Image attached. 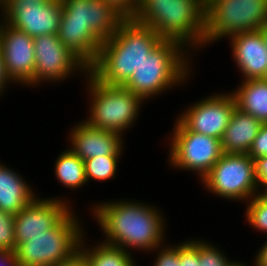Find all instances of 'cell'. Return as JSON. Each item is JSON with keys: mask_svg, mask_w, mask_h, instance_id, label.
Wrapping results in <instances>:
<instances>
[{"mask_svg": "<svg viewBox=\"0 0 267 266\" xmlns=\"http://www.w3.org/2000/svg\"><path fill=\"white\" fill-rule=\"evenodd\" d=\"M118 198L95 202L88 209L102 232V242L133 254H150L168 241L167 217L148 201ZM148 202V203H147ZM167 239V240H166Z\"/></svg>", "mask_w": 267, "mask_h": 266, "instance_id": "obj_1", "label": "cell"}, {"mask_svg": "<svg viewBox=\"0 0 267 266\" xmlns=\"http://www.w3.org/2000/svg\"><path fill=\"white\" fill-rule=\"evenodd\" d=\"M58 39L88 69L96 61L103 41L111 38L127 18L104 0H61Z\"/></svg>", "mask_w": 267, "mask_h": 266, "instance_id": "obj_2", "label": "cell"}, {"mask_svg": "<svg viewBox=\"0 0 267 266\" xmlns=\"http://www.w3.org/2000/svg\"><path fill=\"white\" fill-rule=\"evenodd\" d=\"M162 40L152 27L127 17L116 33L102 42L88 71L102 83L123 86Z\"/></svg>", "mask_w": 267, "mask_h": 266, "instance_id": "obj_3", "label": "cell"}, {"mask_svg": "<svg viewBox=\"0 0 267 266\" xmlns=\"http://www.w3.org/2000/svg\"><path fill=\"white\" fill-rule=\"evenodd\" d=\"M132 18L194 54L203 49L205 0H140ZM199 50V51H198Z\"/></svg>", "mask_w": 267, "mask_h": 266, "instance_id": "obj_4", "label": "cell"}, {"mask_svg": "<svg viewBox=\"0 0 267 266\" xmlns=\"http://www.w3.org/2000/svg\"><path fill=\"white\" fill-rule=\"evenodd\" d=\"M193 58L179 42L163 39L123 86L149 103L150 99L191 81L195 73Z\"/></svg>", "mask_w": 267, "mask_h": 266, "instance_id": "obj_5", "label": "cell"}, {"mask_svg": "<svg viewBox=\"0 0 267 266\" xmlns=\"http://www.w3.org/2000/svg\"><path fill=\"white\" fill-rule=\"evenodd\" d=\"M82 82L86 84L83 91L87 93L89 103L86 119L83 120L93 128L111 131L125 138L127 130L136 126L138 118H141V107L146 106L143 105L146 102L124 86L98 81L89 71Z\"/></svg>", "mask_w": 267, "mask_h": 266, "instance_id": "obj_6", "label": "cell"}, {"mask_svg": "<svg viewBox=\"0 0 267 266\" xmlns=\"http://www.w3.org/2000/svg\"><path fill=\"white\" fill-rule=\"evenodd\" d=\"M74 207L46 233L30 236L16 247L20 266H53L69 259L79 250L82 236L88 229Z\"/></svg>", "mask_w": 267, "mask_h": 266, "instance_id": "obj_7", "label": "cell"}, {"mask_svg": "<svg viewBox=\"0 0 267 266\" xmlns=\"http://www.w3.org/2000/svg\"><path fill=\"white\" fill-rule=\"evenodd\" d=\"M267 26V0H205L203 48Z\"/></svg>", "mask_w": 267, "mask_h": 266, "instance_id": "obj_8", "label": "cell"}, {"mask_svg": "<svg viewBox=\"0 0 267 266\" xmlns=\"http://www.w3.org/2000/svg\"><path fill=\"white\" fill-rule=\"evenodd\" d=\"M174 120L165 139L168 169L196 173L201 181L223 154L220 139L190 131L177 117Z\"/></svg>", "mask_w": 267, "mask_h": 266, "instance_id": "obj_9", "label": "cell"}, {"mask_svg": "<svg viewBox=\"0 0 267 266\" xmlns=\"http://www.w3.org/2000/svg\"><path fill=\"white\" fill-rule=\"evenodd\" d=\"M213 197L247 203L257 193L255 163L248 154L223 153L199 182Z\"/></svg>", "mask_w": 267, "mask_h": 266, "instance_id": "obj_10", "label": "cell"}, {"mask_svg": "<svg viewBox=\"0 0 267 266\" xmlns=\"http://www.w3.org/2000/svg\"><path fill=\"white\" fill-rule=\"evenodd\" d=\"M34 50L33 78L24 86L26 88H38L45 82L58 85L71 80L69 79L71 77L82 76L84 79L83 76L85 77L88 73V68L65 48L57 34L34 37Z\"/></svg>", "mask_w": 267, "mask_h": 266, "instance_id": "obj_11", "label": "cell"}, {"mask_svg": "<svg viewBox=\"0 0 267 266\" xmlns=\"http://www.w3.org/2000/svg\"><path fill=\"white\" fill-rule=\"evenodd\" d=\"M62 16L61 0H7L0 19L30 37L57 34Z\"/></svg>", "mask_w": 267, "mask_h": 266, "instance_id": "obj_12", "label": "cell"}, {"mask_svg": "<svg viewBox=\"0 0 267 266\" xmlns=\"http://www.w3.org/2000/svg\"><path fill=\"white\" fill-rule=\"evenodd\" d=\"M212 94L193 100L176 117L190 131L221 139L236 109V102L230 91Z\"/></svg>", "mask_w": 267, "mask_h": 266, "instance_id": "obj_13", "label": "cell"}, {"mask_svg": "<svg viewBox=\"0 0 267 266\" xmlns=\"http://www.w3.org/2000/svg\"><path fill=\"white\" fill-rule=\"evenodd\" d=\"M37 196L31 203L14 215L15 246L51 230L74 206V201L63 195ZM69 198V199H68Z\"/></svg>", "mask_w": 267, "mask_h": 266, "instance_id": "obj_14", "label": "cell"}, {"mask_svg": "<svg viewBox=\"0 0 267 266\" xmlns=\"http://www.w3.org/2000/svg\"><path fill=\"white\" fill-rule=\"evenodd\" d=\"M0 48L4 69L10 81L23 87L33 78L35 68L34 38L0 19Z\"/></svg>", "mask_w": 267, "mask_h": 266, "instance_id": "obj_15", "label": "cell"}, {"mask_svg": "<svg viewBox=\"0 0 267 266\" xmlns=\"http://www.w3.org/2000/svg\"><path fill=\"white\" fill-rule=\"evenodd\" d=\"M67 146L81 160L105 155H124L126 141L121 135L93 128L84 120L72 125Z\"/></svg>", "mask_w": 267, "mask_h": 266, "instance_id": "obj_16", "label": "cell"}, {"mask_svg": "<svg viewBox=\"0 0 267 266\" xmlns=\"http://www.w3.org/2000/svg\"><path fill=\"white\" fill-rule=\"evenodd\" d=\"M232 60L241 80L267 78V50L263 41V28L258 31L234 34L227 39Z\"/></svg>", "mask_w": 267, "mask_h": 266, "instance_id": "obj_17", "label": "cell"}, {"mask_svg": "<svg viewBox=\"0 0 267 266\" xmlns=\"http://www.w3.org/2000/svg\"><path fill=\"white\" fill-rule=\"evenodd\" d=\"M6 165L0 161V210L16 215L40 194L20 171Z\"/></svg>", "mask_w": 267, "mask_h": 266, "instance_id": "obj_18", "label": "cell"}, {"mask_svg": "<svg viewBox=\"0 0 267 266\" xmlns=\"http://www.w3.org/2000/svg\"><path fill=\"white\" fill-rule=\"evenodd\" d=\"M261 125L254 116L236 108L220 139L223 153L247 154Z\"/></svg>", "mask_w": 267, "mask_h": 266, "instance_id": "obj_19", "label": "cell"}, {"mask_svg": "<svg viewBox=\"0 0 267 266\" xmlns=\"http://www.w3.org/2000/svg\"><path fill=\"white\" fill-rule=\"evenodd\" d=\"M230 92L236 108L267 124V78L242 80Z\"/></svg>", "mask_w": 267, "mask_h": 266, "instance_id": "obj_20", "label": "cell"}, {"mask_svg": "<svg viewBox=\"0 0 267 266\" xmlns=\"http://www.w3.org/2000/svg\"><path fill=\"white\" fill-rule=\"evenodd\" d=\"M87 233L85 232L81 238L79 250L90 266H132L136 262L134 254L132 255L122 248L103 243L101 239L93 244L88 240L89 235ZM89 242L91 244H88Z\"/></svg>", "mask_w": 267, "mask_h": 266, "instance_id": "obj_21", "label": "cell"}, {"mask_svg": "<svg viewBox=\"0 0 267 266\" xmlns=\"http://www.w3.org/2000/svg\"><path fill=\"white\" fill-rule=\"evenodd\" d=\"M63 151V152H62ZM55 159L54 175L58 184L68 191L82 189L88 182L85 175L84 161L74 154L68 147L62 150Z\"/></svg>", "mask_w": 267, "mask_h": 266, "instance_id": "obj_22", "label": "cell"}, {"mask_svg": "<svg viewBox=\"0 0 267 266\" xmlns=\"http://www.w3.org/2000/svg\"><path fill=\"white\" fill-rule=\"evenodd\" d=\"M122 157V155H105L85 160V175L88 184L93 180L99 183L116 180L117 173L119 172L118 164L121 162Z\"/></svg>", "mask_w": 267, "mask_h": 266, "instance_id": "obj_23", "label": "cell"}, {"mask_svg": "<svg viewBox=\"0 0 267 266\" xmlns=\"http://www.w3.org/2000/svg\"><path fill=\"white\" fill-rule=\"evenodd\" d=\"M245 222L253 228V231H259L260 234H267V192L257 193L251 200L244 204Z\"/></svg>", "mask_w": 267, "mask_h": 266, "instance_id": "obj_24", "label": "cell"}, {"mask_svg": "<svg viewBox=\"0 0 267 266\" xmlns=\"http://www.w3.org/2000/svg\"><path fill=\"white\" fill-rule=\"evenodd\" d=\"M218 246L203 237L198 238L199 266H231L235 260Z\"/></svg>", "mask_w": 267, "mask_h": 266, "instance_id": "obj_25", "label": "cell"}, {"mask_svg": "<svg viewBox=\"0 0 267 266\" xmlns=\"http://www.w3.org/2000/svg\"><path fill=\"white\" fill-rule=\"evenodd\" d=\"M166 241L163 245L151 251V255L155 253L152 266H181L179 263V242L168 243Z\"/></svg>", "mask_w": 267, "mask_h": 266, "instance_id": "obj_26", "label": "cell"}, {"mask_svg": "<svg viewBox=\"0 0 267 266\" xmlns=\"http://www.w3.org/2000/svg\"><path fill=\"white\" fill-rule=\"evenodd\" d=\"M0 250L15 252L14 215L0 210Z\"/></svg>", "mask_w": 267, "mask_h": 266, "instance_id": "obj_27", "label": "cell"}, {"mask_svg": "<svg viewBox=\"0 0 267 266\" xmlns=\"http://www.w3.org/2000/svg\"><path fill=\"white\" fill-rule=\"evenodd\" d=\"M179 263L181 266H199L198 238L179 240Z\"/></svg>", "mask_w": 267, "mask_h": 266, "instance_id": "obj_28", "label": "cell"}, {"mask_svg": "<svg viewBox=\"0 0 267 266\" xmlns=\"http://www.w3.org/2000/svg\"><path fill=\"white\" fill-rule=\"evenodd\" d=\"M253 160L267 155V124H262L247 153Z\"/></svg>", "mask_w": 267, "mask_h": 266, "instance_id": "obj_29", "label": "cell"}, {"mask_svg": "<svg viewBox=\"0 0 267 266\" xmlns=\"http://www.w3.org/2000/svg\"><path fill=\"white\" fill-rule=\"evenodd\" d=\"M255 177L260 192H267V155L254 159Z\"/></svg>", "mask_w": 267, "mask_h": 266, "instance_id": "obj_30", "label": "cell"}, {"mask_svg": "<svg viewBox=\"0 0 267 266\" xmlns=\"http://www.w3.org/2000/svg\"><path fill=\"white\" fill-rule=\"evenodd\" d=\"M113 4L126 17H132L138 8L140 0H104Z\"/></svg>", "mask_w": 267, "mask_h": 266, "instance_id": "obj_31", "label": "cell"}, {"mask_svg": "<svg viewBox=\"0 0 267 266\" xmlns=\"http://www.w3.org/2000/svg\"><path fill=\"white\" fill-rule=\"evenodd\" d=\"M53 266H90L83 253L78 250L69 259Z\"/></svg>", "mask_w": 267, "mask_h": 266, "instance_id": "obj_32", "label": "cell"}, {"mask_svg": "<svg viewBox=\"0 0 267 266\" xmlns=\"http://www.w3.org/2000/svg\"><path fill=\"white\" fill-rule=\"evenodd\" d=\"M13 85L10 79L7 77L4 69L3 59H2V52L0 48V99L1 97L5 96V93L8 91L7 89ZM6 91V92H5Z\"/></svg>", "mask_w": 267, "mask_h": 266, "instance_id": "obj_33", "label": "cell"}, {"mask_svg": "<svg viewBox=\"0 0 267 266\" xmlns=\"http://www.w3.org/2000/svg\"><path fill=\"white\" fill-rule=\"evenodd\" d=\"M0 266H20L15 252L0 250Z\"/></svg>", "mask_w": 267, "mask_h": 266, "instance_id": "obj_34", "label": "cell"}, {"mask_svg": "<svg viewBox=\"0 0 267 266\" xmlns=\"http://www.w3.org/2000/svg\"><path fill=\"white\" fill-rule=\"evenodd\" d=\"M253 261L258 266H267V238L264 243L261 244L255 255H253Z\"/></svg>", "mask_w": 267, "mask_h": 266, "instance_id": "obj_35", "label": "cell"}, {"mask_svg": "<svg viewBox=\"0 0 267 266\" xmlns=\"http://www.w3.org/2000/svg\"><path fill=\"white\" fill-rule=\"evenodd\" d=\"M263 41L267 50V26L263 27Z\"/></svg>", "mask_w": 267, "mask_h": 266, "instance_id": "obj_36", "label": "cell"}, {"mask_svg": "<svg viewBox=\"0 0 267 266\" xmlns=\"http://www.w3.org/2000/svg\"><path fill=\"white\" fill-rule=\"evenodd\" d=\"M231 266H250V265H247L245 262L243 263V262H241L239 259H238V261H234L232 264H231Z\"/></svg>", "mask_w": 267, "mask_h": 266, "instance_id": "obj_37", "label": "cell"}, {"mask_svg": "<svg viewBox=\"0 0 267 266\" xmlns=\"http://www.w3.org/2000/svg\"><path fill=\"white\" fill-rule=\"evenodd\" d=\"M6 1L7 0H0V13L3 11V8H4L5 4H6Z\"/></svg>", "mask_w": 267, "mask_h": 266, "instance_id": "obj_38", "label": "cell"}, {"mask_svg": "<svg viewBox=\"0 0 267 266\" xmlns=\"http://www.w3.org/2000/svg\"><path fill=\"white\" fill-rule=\"evenodd\" d=\"M253 263L250 264L251 266H258L254 261H252Z\"/></svg>", "mask_w": 267, "mask_h": 266, "instance_id": "obj_39", "label": "cell"}, {"mask_svg": "<svg viewBox=\"0 0 267 266\" xmlns=\"http://www.w3.org/2000/svg\"><path fill=\"white\" fill-rule=\"evenodd\" d=\"M138 263H137V261L132 265V266H139V265H137Z\"/></svg>", "mask_w": 267, "mask_h": 266, "instance_id": "obj_40", "label": "cell"}]
</instances>
